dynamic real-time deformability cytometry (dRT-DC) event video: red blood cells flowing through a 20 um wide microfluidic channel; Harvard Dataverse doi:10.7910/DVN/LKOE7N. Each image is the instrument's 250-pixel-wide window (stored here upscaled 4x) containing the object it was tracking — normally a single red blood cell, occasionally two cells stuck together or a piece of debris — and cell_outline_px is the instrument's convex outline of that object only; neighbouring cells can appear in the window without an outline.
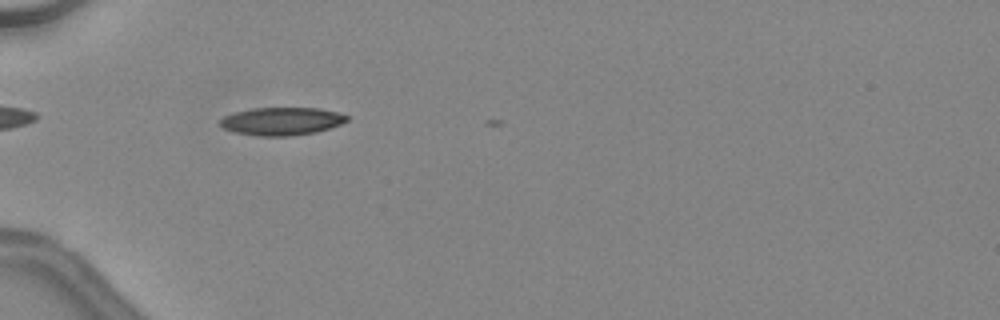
{"species": "common noctule bat (a hibernating species)", "species_latin": "Nyctalus noctula", "temperature_condition": "warm", "stored_images_in_passage": 5, "camera_frame_rate_fps": 3000, "um_per_image_px": 0.085, "animal": {"sex": "female", "body_mass_g": 24.6, "forearm_length_mm": 56.2}, "frame": {"image": 1, "passage_image": 3, "time_ms": 0.667, "image_size_px": [1000, 320], "cell_outline_px": [[348, 120], [340, 124], [316, 132], [292, 136], [256, 136], [236, 132], [224, 128], [220, 124], [220, 120], [224, 116], [236, 112], [252, 108], [320, 108], [336, 112], [348, 116]], "centroid_in_image_um": [23.94, 10.31], "position_along_channel_um": 61.1, "area_um2": 20.46}}